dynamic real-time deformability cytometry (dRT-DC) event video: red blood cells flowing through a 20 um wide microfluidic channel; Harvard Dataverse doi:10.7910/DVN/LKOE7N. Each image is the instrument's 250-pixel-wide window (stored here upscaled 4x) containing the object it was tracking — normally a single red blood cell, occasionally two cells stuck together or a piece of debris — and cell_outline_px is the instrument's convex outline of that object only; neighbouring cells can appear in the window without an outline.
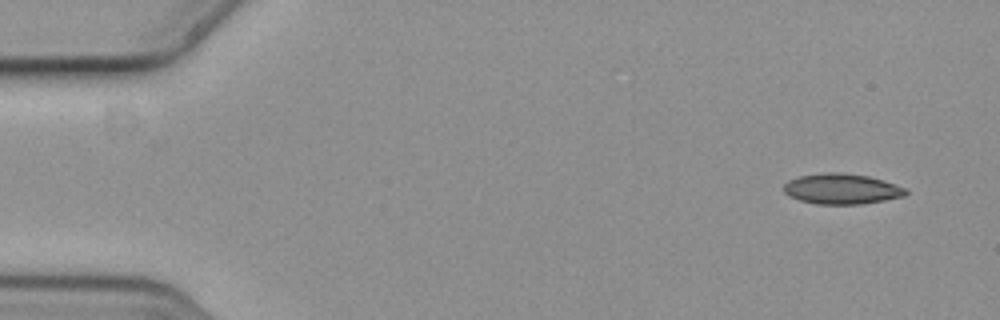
{"species": "common noctule bat (a hibernating species)", "species_latin": "Nyctalus noctula", "temperature_condition": "cold", "stored_images_in_passage": 6, "camera_frame_rate_fps": 3000, "um_per_image_px": 0.085, "animal": {"sex": "female", "body_mass_g": 19.3, "forearm_length_mm": 54.1}, "frame": {"image": 1, "passage_image": 1, "time_ms": 0.0, "image_size_px": [1000, 320], "cell_outline_px": [[908, 192], [904, 196], [884, 200], [860, 204], [816, 204], [800, 200], [784, 192], [784, 184], [788, 180], [800, 176], [828, 172], [840, 172], [868, 176], [904, 188]], "centroid_in_image_um": [71.51, 16.06], "position_along_channel_um": 13.5, "area_um2": 21.27}}
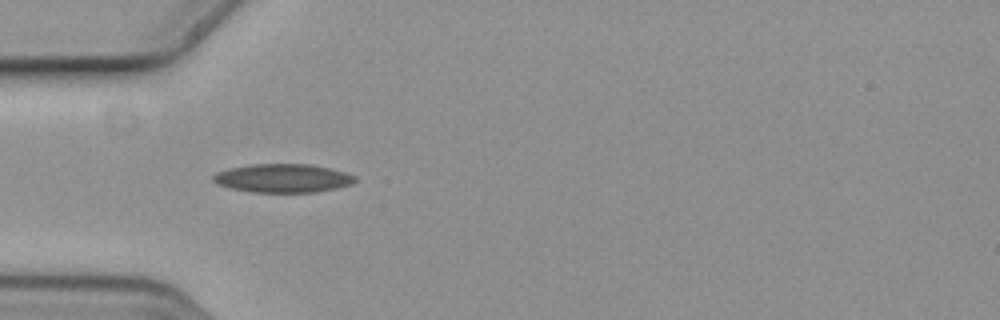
{"frame": {"image": 2, "passage_image": 5, "time_ms": 1.333, "image_size_px": [1000, 320], "cell_outline_px": [[356, 180], [352, 184], [336, 188], [316, 192], [252, 192], [232, 188], [216, 184], [212, 180], [212, 176], [216, 172], [248, 164], [308, 164], [328, 168], [344, 172], [356, 176]], "centroid_in_image_um": [24.03, 15.15], "position_along_channel_um": 61.0, "area_um2": 23.52}}
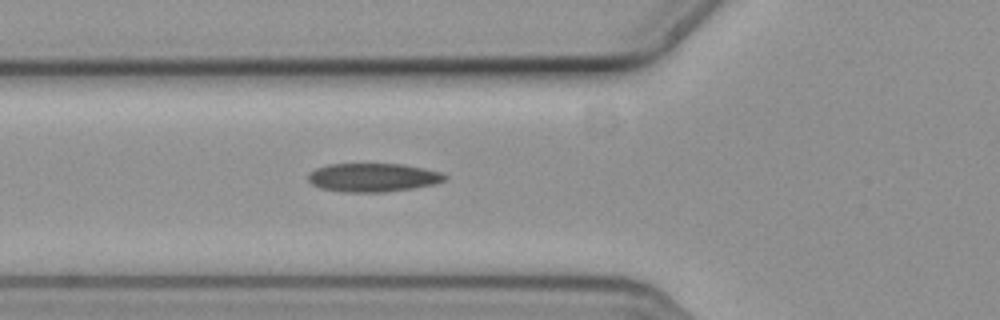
{"frame": {"image": 3, "passage_image": 6, "time_ms": 1.667, "image_size_px": [1000, 320], "cell_outline_px": [[448, 176], [444, 180], [436, 184], [412, 188], [384, 192], [344, 192], [320, 188], [312, 184], [308, 180], [308, 172], [316, 168], [328, 164], [404, 164], [424, 168], [440, 172]], "centroid_in_image_um": [31.69, 15.08], "position_along_channel_um": 94.1, "area_um2": 22.83}}